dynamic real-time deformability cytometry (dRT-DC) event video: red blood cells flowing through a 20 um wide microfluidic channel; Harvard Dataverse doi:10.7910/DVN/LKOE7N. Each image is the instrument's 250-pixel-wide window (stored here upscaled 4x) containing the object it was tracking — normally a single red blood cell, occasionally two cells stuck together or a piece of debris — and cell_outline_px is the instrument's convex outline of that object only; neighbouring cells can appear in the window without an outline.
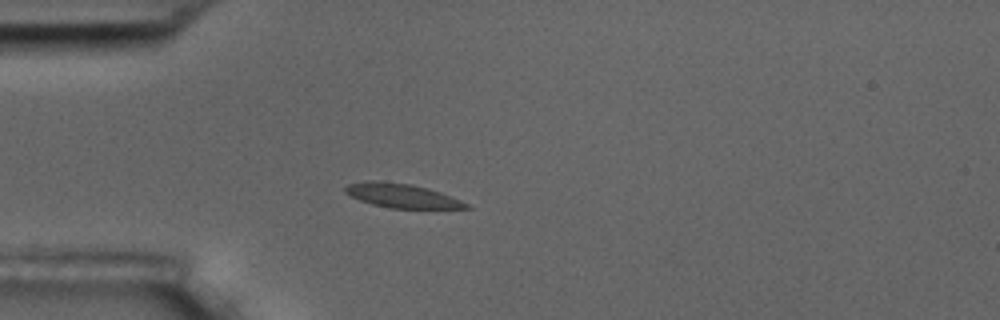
{"species": "common noctule bat (a hibernating species)", "species_latin": "Nyctalus noctula", "temperature_condition": "room temperature", "stored_images_in_passage": 1, "camera_frame_rate_fps": 3000, "um_per_image_px": 0.085, "animal": {"sex": "male", "body_mass_g": 17.5, "forearm_length_mm": 52.3}, "frame": {"image": 1, "passage_image": 1, "time_ms": 0.0, "image_size_px": [1000, 320], "cell_outline_px": [[472, 208], [392, 208], [372, 204], [360, 200], [344, 192], [344, 188], [348, 184], [364, 180], [372, 180], [412, 184], [440, 192], [460, 200], [468, 204]], "centroid_in_image_um": [34.11, 16.62], "position_along_channel_um": 50.9, "area_um2": 16.76}}